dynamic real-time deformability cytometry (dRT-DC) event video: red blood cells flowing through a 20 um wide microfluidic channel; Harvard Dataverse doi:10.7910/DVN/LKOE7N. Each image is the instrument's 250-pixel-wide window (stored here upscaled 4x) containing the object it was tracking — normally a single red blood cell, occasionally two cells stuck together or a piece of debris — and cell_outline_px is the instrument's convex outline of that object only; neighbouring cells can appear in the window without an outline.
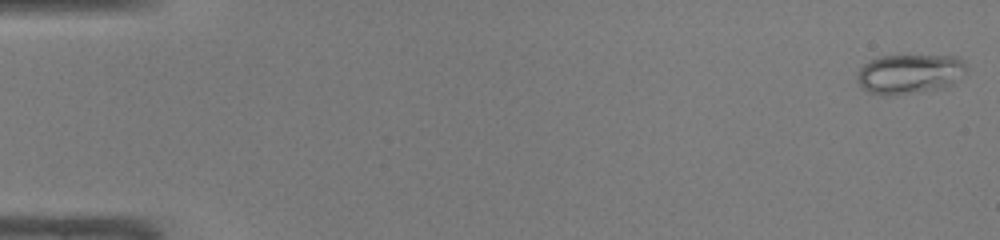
{"species": "common noctule bat (a hibernating species)", "species_latin": "Nyctalus noctula", "temperature_condition": "warm", "stored_images_in_passage": 13, "camera_frame_rate_fps": 3000, "um_per_image_px": 0.085, "animal": {"sex": "male", "body_mass_g": 19.0, "forearm_length_mm": 50.8}, "frame": {"image": 1, "passage_image": 1, "time_ms": 0.0, "image_size_px": [1000, 240], "cell_outline_px": [[968, 68], [948, 88], [892, 96], [884, 96], [868, 92], [856, 80], [856, 76], [860, 68], [868, 60], [880, 56], [952, 56], [960, 60]], "centroid_in_image_um": [77.27, 6.31], "position_along_channel_um": 7.7, "area_um2": 25.37}}